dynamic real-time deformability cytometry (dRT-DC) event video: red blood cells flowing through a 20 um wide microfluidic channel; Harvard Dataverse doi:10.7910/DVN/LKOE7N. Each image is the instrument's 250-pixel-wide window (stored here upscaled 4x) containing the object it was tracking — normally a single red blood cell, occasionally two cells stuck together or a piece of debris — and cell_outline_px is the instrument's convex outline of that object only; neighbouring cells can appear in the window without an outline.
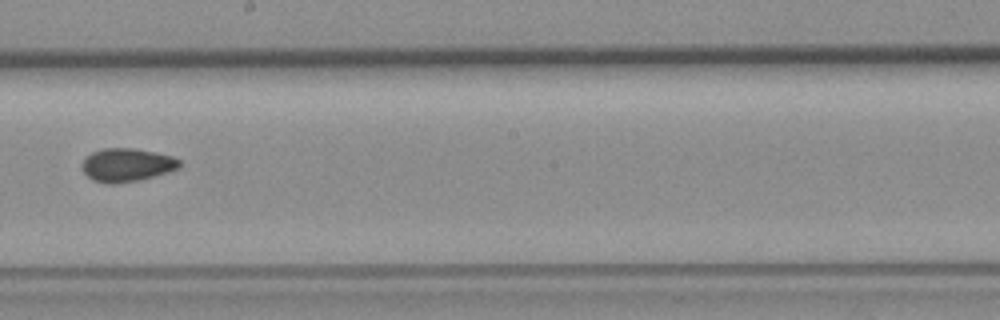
{"species": "common noctule bat (a hibernating species)", "species_latin": "Nyctalus noctula", "temperature_condition": "room temperature", "stored_images_in_passage": 8, "camera_frame_rate_fps": 3000, "um_per_image_px": 0.085, "animal": {"sex": "female", "body_mass_g": 19.3, "forearm_length_mm": 54.1}, "frame": {"image": 1, "passage_image": 7, "time_ms": 8.0, "image_size_px": [1000, 320], "cell_outline_px": [[180, 168], [140, 180], [116, 184], [108, 184], [92, 180], [84, 172], [84, 160], [92, 152], [104, 148], [132, 148], [172, 156], [180, 160]], "centroid_in_image_um": [10.8, 14.03], "position_along_channel_um": 237.4, "area_um2": 18.67}}
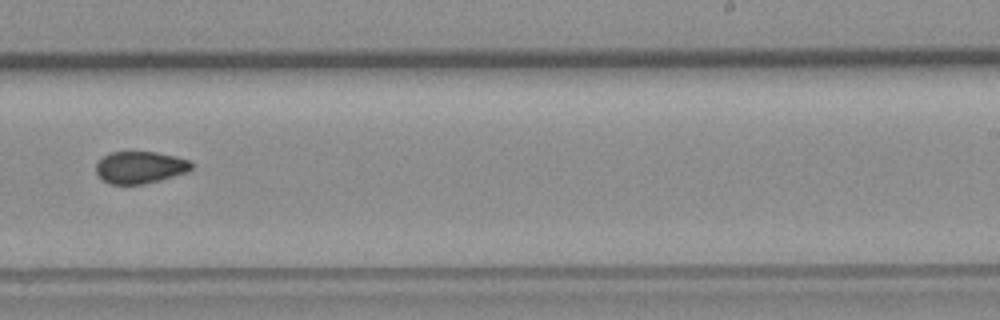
{"frame": {"image": 2, "passage_image": 8, "time_ms": 9.0, "image_size_px": [1000, 320], "cell_outline_px": [[192, 168], [188, 172], [160, 180], [144, 184], [108, 184], [96, 172], [96, 164], [104, 156], [112, 152], [156, 152], [176, 156], [192, 160]], "centroid_in_image_um": [11.95, 14.22], "position_along_channel_um": 277.1, "area_um2": 17.86}}